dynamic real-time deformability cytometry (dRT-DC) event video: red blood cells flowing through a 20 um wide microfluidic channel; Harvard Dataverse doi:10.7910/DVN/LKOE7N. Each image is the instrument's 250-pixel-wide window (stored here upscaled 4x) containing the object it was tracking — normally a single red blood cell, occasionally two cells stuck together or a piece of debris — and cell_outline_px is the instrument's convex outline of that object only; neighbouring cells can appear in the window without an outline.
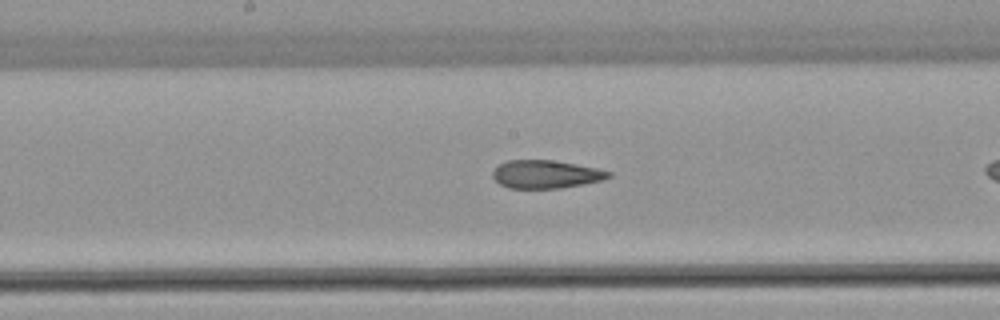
{"species": "common noctule bat (a hibernating species)", "species_latin": "Nyctalus noctula", "temperature_condition": "warm", "stored_images_in_passage": 26, "camera_frame_rate_fps": 3000, "um_per_image_px": 0.085, "animal": {"sex": "female", "body_mass_g": 22.7, "forearm_length_mm": 54.2}, "frame": {"image": 1, "passage_image": 12, "time_ms": 3.667, "image_size_px": [1000, 320], "cell_outline_px": [[612, 176], [604, 180], [584, 184], [560, 188], [508, 188], [500, 184], [492, 176], [492, 172], [500, 164], [508, 160], [552, 160], [596, 168], [612, 172]], "centroid_in_image_um": [46.41, 14.82], "position_along_channel_um": 201.8, "area_um2": 18.9}}
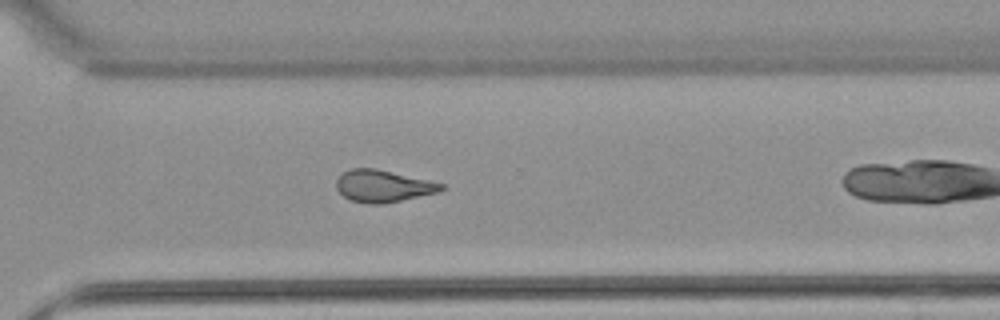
{"frame": {"image": 2, "passage_image": 22, "time_ms": 7.0, "image_size_px": [1000, 320], "cell_outline_px": [[448, 188], [440, 192], [380, 204], [368, 204], [348, 200], [336, 188], [336, 180], [344, 172], [352, 168], [376, 168], [444, 184]], "centroid_in_image_um": [32.56, 15.82], "position_along_channel_um": 338.0, "area_um2": 19.54}}